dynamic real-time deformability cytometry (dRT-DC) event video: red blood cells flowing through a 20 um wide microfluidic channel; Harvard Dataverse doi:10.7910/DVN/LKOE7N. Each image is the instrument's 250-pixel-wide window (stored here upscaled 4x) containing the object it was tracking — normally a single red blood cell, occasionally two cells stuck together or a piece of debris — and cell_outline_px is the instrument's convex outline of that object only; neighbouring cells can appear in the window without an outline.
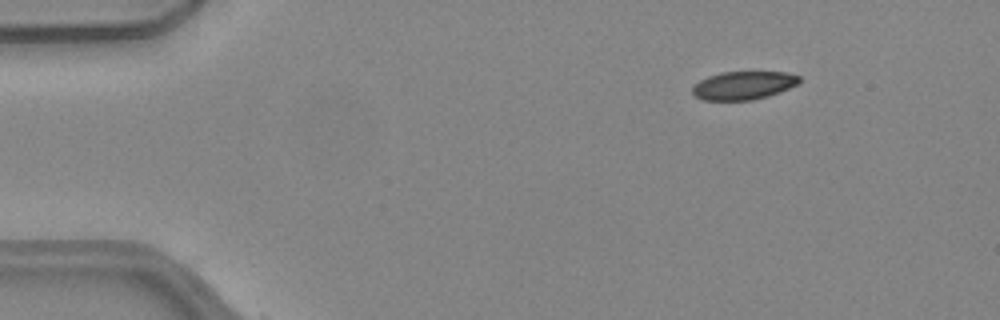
{"species": "common noctule bat (a hibernating species)", "species_latin": "Nyctalus noctula", "temperature_condition": "warm", "stored_images_in_passage": 3, "camera_frame_rate_fps": 3000, "um_per_image_px": 0.085, "animal": {"sex": "female", "body_mass_g": 24.6, "forearm_length_mm": 56.2}, "frame": {"image": 1, "passage_image": 1, "time_ms": 0.0, "image_size_px": [1000, 320], "cell_outline_px": [[800, 80], [796, 84], [788, 88], [768, 96], [752, 100], [704, 100], [696, 96], [692, 92], [692, 88], [700, 80], [708, 76], [720, 72], [788, 72], [800, 76]], "centroid_in_image_um": [63.19, 7.25], "position_along_channel_um": 21.8, "area_um2": 17.46}}